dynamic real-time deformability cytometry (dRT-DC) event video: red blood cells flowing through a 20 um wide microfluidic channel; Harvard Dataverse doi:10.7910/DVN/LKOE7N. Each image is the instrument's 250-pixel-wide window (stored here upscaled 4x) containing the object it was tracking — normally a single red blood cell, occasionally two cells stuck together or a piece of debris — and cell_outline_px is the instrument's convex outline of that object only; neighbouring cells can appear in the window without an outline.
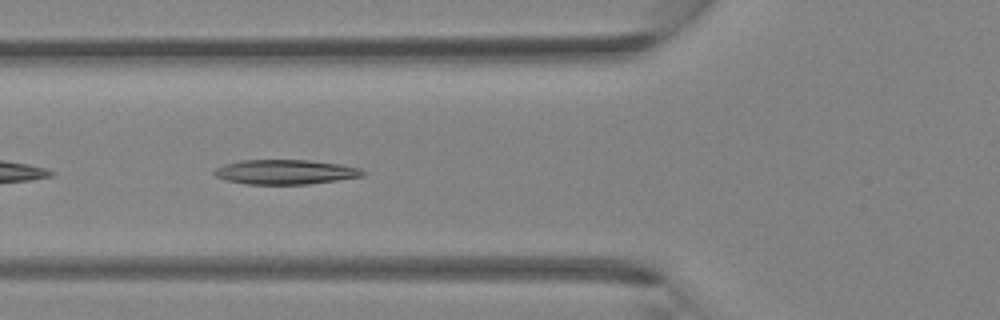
{"species": "Egyptian fruit bat (a non-hibernating species)", "species_latin": "Rousettus aegyptiacus", "temperature_condition": "room temperature", "stored_images_in_passage": 40, "camera_frame_rate_fps": 3000, "um_per_image_px": 0.085, "animal": {"sex": "female"}, "frame": {"image": 1, "passage_image": 14, "time_ms": 4.333, "image_size_px": [1000, 320], "cell_outline_px": [[364, 176], [308, 184], [244, 184], [224, 180], [216, 176], [212, 172], [216, 168], [224, 164], [240, 160], [308, 160], [340, 164], [360, 168], [364, 172]], "centroid_in_image_um": [24.21, 14.62], "position_along_channel_um": 101.6, "area_um2": 21.33}}
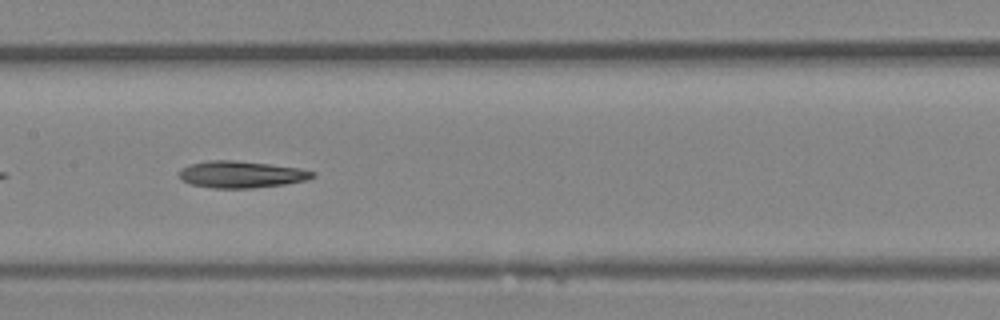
{"frame": {"image": 2, "passage_image": 19, "time_ms": 6.0, "image_size_px": [1000, 320], "cell_outline_px": [[316, 176], [308, 180], [284, 184], [252, 188], [216, 188], [192, 184], [184, 180], [180, 176], [180, 172], [188, 164], [208, 160], [236, 160], [300, 168], [316, 172]], "centroid_in_image_um": [20.57, 14.82], "position_along_channel_um": 186.8, "area_um2": 20.69}}
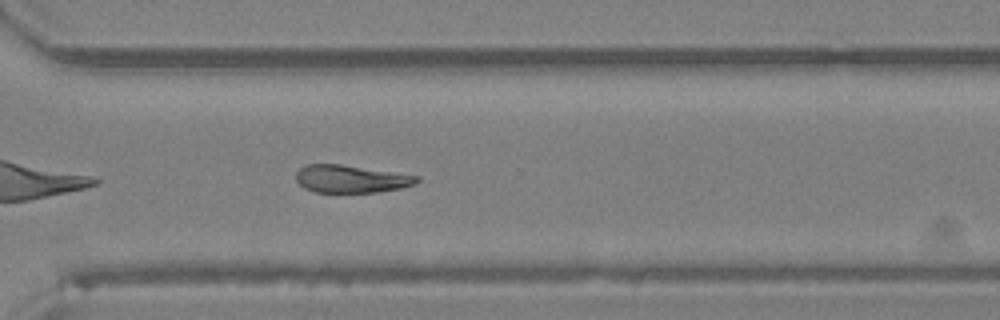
{"frame": {"image": 3, "passage_image": 28, "time_ms": 9.0, "image_size_px": [1000, 320], "cell_outline_px": [[420, 180], [416, 184], [400, 188], [376, 192], [316, 192], [304, 188], [296, 180], [296, 172], [300, 168], [308, 164], [340, 164], [420, 176]], "centroid_in_image_um": [29.84, 15.2], "position_along_channel_um": 340.8, "area_um2": 19.36}}